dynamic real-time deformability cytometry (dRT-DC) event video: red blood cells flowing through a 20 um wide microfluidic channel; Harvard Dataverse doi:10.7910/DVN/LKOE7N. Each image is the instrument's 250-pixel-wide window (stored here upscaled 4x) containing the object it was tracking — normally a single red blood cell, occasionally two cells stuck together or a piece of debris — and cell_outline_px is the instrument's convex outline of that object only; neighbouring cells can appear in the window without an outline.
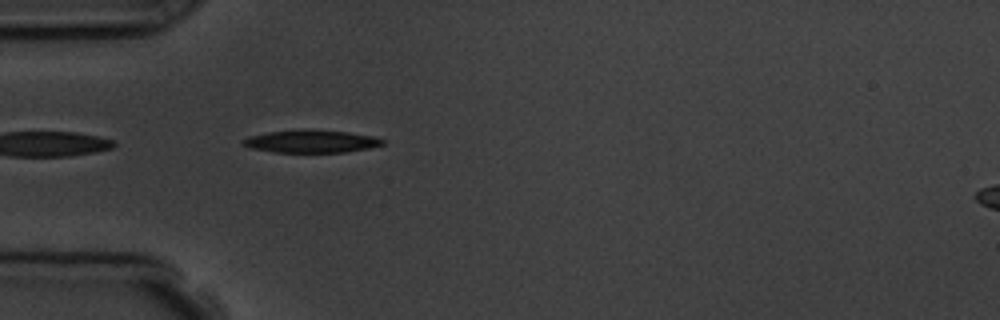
{"species": "common noctule bat (a hibernating species)", "species_latin": "Nyctalus noctula", "temperature_condition": "room temperature", "stored_images_in_passage": 1, "camera_frame_rate_fps": 3000, "um_per_image_px": 0.085, "animal": {"sex": "male", "body_mass_g": 19.5, "forearm_length_mm": 54.6}, "frame": {"image": 1, "passage_image": 1, "time_ms": 0.0, "image_size_px": [1000, 320], "cell_outline_px": [[384, 144], [368, 148], [344, 152], [272, 152], [252, 148], [240, 144], [248, 136], [268, 132], [300, 128], [348, 132], [372, 136], [384, 140]], "centroid_in_image_um": [26.41, 12.0], "position_along_channel_um": 58.6, "area_um2": 18.5}}